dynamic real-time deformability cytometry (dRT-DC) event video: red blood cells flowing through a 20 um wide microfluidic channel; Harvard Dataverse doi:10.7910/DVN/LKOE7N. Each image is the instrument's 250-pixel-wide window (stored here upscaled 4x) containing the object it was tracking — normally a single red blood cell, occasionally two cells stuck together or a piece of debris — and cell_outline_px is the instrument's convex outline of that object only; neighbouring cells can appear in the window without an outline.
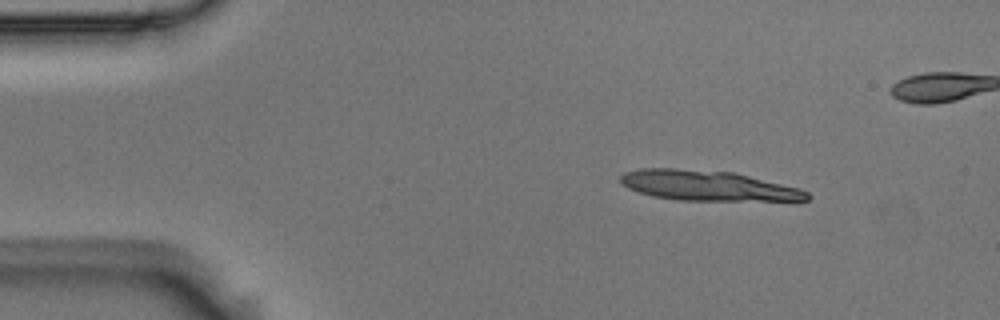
{"species": "Egyptian fruit bat (a non-hibernating species)", "species_latin": "Rousettus aegyptiacus", "temperature_condition": "room temperature", "stored_images_in_passage": 6, "segment_of_instrument_passage": [1, 2], "camera_frame_rate_fps": 3000, "um_per_image_px": 0.085, "animal": {"sex": "male"}, "frame": {"image": 1, "passage_image": 1, "time_ms": 0.0, "image_size_px": [1000, 320], "cell_outline_px": [[812, 196], [808, 200], [680, 200], [652, 196], [628, 188], [620, 184], [620, 176], [624, 172], [640, 168], [676, 168], [736, 172], [800, 188], [808, 192]], "centroid_in_image_um": [60.15, 15.76], "position_along_channel_um": 24.9, "area_um2": 32.89}}